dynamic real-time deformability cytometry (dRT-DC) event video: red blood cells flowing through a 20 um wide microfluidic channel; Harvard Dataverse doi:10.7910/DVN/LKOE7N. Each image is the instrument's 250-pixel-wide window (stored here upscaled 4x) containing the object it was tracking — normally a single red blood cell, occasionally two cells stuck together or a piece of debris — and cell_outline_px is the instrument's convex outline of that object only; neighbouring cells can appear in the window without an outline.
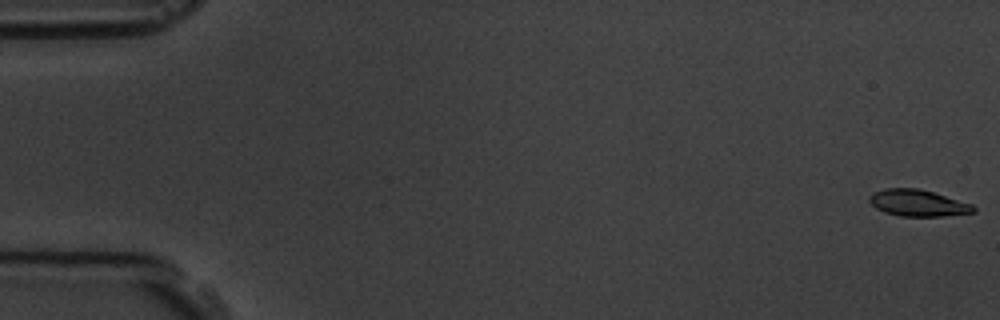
{"species": "common noctule bat (a hibernating species)", "species_latin": "Nyctalus noctula", "temperature_condition": "room temperature", "stored_images_in_passage": 6, "camera_frame_rate_fps": 3000, "um_per_image_px": 0.085, "animal": {"sex": "male", "body_mass_g": 19.5, "forearm_length_mm": 54.6}, "frame": {"image": 1, "passage_image": 1, "time_ms": 0.0, "image_size_px": [1000, 320], "cell_outline_px": [[976, 212], [940, 216], [900, 216], [884, 212], [876, 208], [868, 200], [868, 196], [872, 192], [884, 188], [920, 188], [972, 204], [976, 208]], "centroid_in_image_um": [77.99, 17.24], "position_along_channel_um": 7.0, "area_um2": 16.18}}
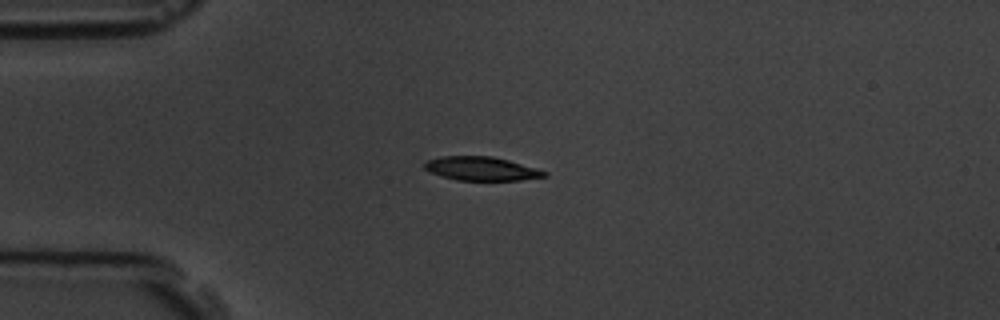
{"frame": {"image": 2, "passage_image": 5, "time_ms": 4.667, "image_size_px": [1000, 320], "cell_outline_px": [[548, 176], [520, 180], [456, 180], [440, 176], [428, 172], [424, 168], [424, 164], [428, 160], [440, 156], [492, 156], [508, 160], [536, 168], [548, 172]], "centroid_in_image_um": [40.89, 14.34], "position_along_channel_um": 44.1, "area_um2": 16.65}}